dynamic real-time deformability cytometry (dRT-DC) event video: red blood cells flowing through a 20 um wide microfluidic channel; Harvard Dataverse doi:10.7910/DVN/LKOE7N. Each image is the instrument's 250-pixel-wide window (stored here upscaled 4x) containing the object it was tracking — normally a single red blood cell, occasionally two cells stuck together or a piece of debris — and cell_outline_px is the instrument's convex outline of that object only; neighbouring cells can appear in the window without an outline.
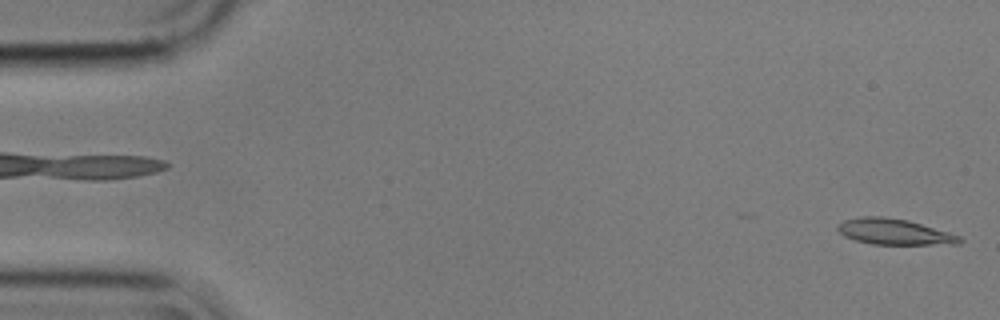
{"species": "common noctule bat (a hibernating species)", "species_latin": "Nyctalus noctula", "temperature_condition": "cold", "stored_images_in_passage": 3, "segment_of_instrument_passage": [2, 2], "camera_frame_rate_fps": 3000, "um_per_image_px": 0.085, "animal": {"sex": "male", "body_mass_g": 17.9}, "frame": {"image": 1, "passage_image": 3, "time_ms": 0.667, "image_size_px": [1000, 320], "cell_outline_px": [[964, 240], [960, 244], [872, 244], [856, 240], [844, 236], [836, 228], [836, 224], [844, 220], [864, 216], [880, 216], [908, 220], [948, 232], [960, 236]], "centroid_in_image_um": [76.0, 19.7], "position_along_channel_um": 9.0, "area_um2": 18.26}}